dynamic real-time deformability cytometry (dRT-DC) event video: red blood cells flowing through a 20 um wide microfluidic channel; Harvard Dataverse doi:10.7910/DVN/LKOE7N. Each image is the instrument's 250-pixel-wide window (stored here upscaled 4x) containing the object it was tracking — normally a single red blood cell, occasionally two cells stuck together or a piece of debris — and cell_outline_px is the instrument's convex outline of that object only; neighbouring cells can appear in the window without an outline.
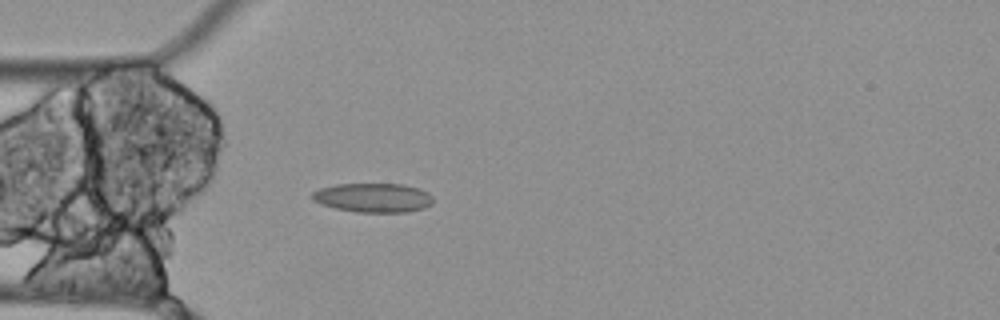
{"species": "Egyptian fruit bat (a non-hibernating species)", "species_latin": "Rousettus aegyptiacus", "temperature_condition": "cold", "stored_images_in_passage": 50, "camera_frame_rate_fps": 3000, "um_per_image_px": 0.085, "animal": {"sex": "female"}, "frame": {"image": 1, "passage_image": 10, "time_ms": 3.0, "image_size_px": [1000, 320], "cell_outline_px": [[432, 204], [424, 208], [404, 212], [356, 212], [336, 208], [320, 204], [312, 200], [312, 192], [320, 188], [336, 184], [404, 184], [428, 192], [432, 196]], "centroid_in_image_um": [31.7, 16.8], "position_along_channel_um": 53.3, "area_um2": 20.52}}
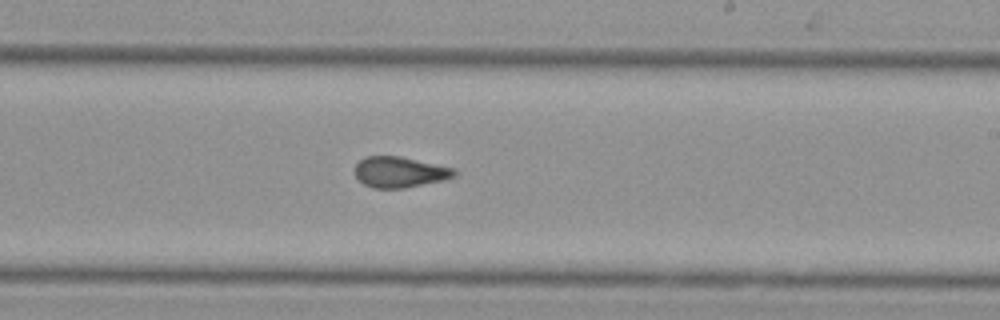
{"frame": {"image": 2, "passage_image": 27, "time_ms": 8.667, "image_size_px": [1000, 320], "cell_outline_px": [[456, 176], [444, 180], [404, 188], [372, 188], [364, 184], [356, 176], [356, 164], [364, 156], [400, 156], [452, 168], [456, 172]], "centroid_in_image_um": [33.96, 14.63], "position_along_channel_um": 255.0, "area_um2": 17.63}}
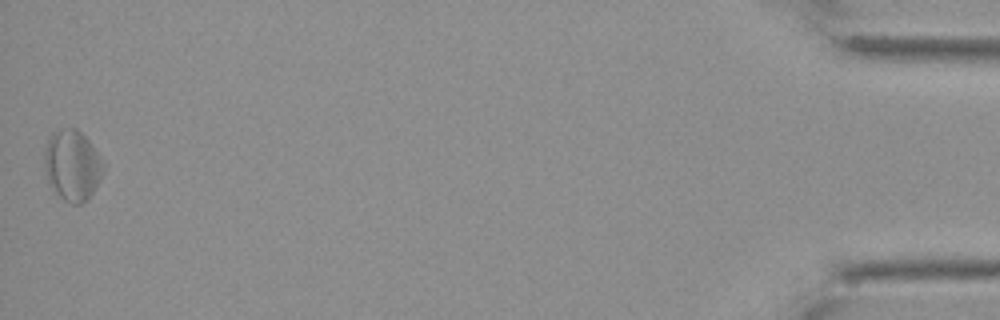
{"frame": {"image": 3, "passage_image": 50, "time_ms": 16.333, "image_size_px": [1000, 320], "cell_outline_px": [[104, 168], [100, 180], [88, 200], [80, 204], [72, 204], [64, 200], [48, 184], [44, 168], [44, 152], [48, 140], [52, 132], [68, 128], [76, 128], [88, 140], [100, 156], [104, 164]], "centroid_in_image_um": [6.14, 14.08], "position_along_channel_um": 429.1, "area_um2": 24.28}, "authors_computed_cell_mechanics": {"area_um2": 19.2185, "velocity_mm_per_s": 3.4865, "shape_relaxation_time_tau1_ms": null, "shape_relaxation_time_tau2_ms": 6.3493, "deformation_change_tau1": null, "deformation_change_tau2": 0.1413}}